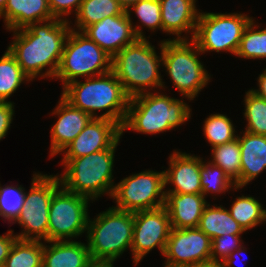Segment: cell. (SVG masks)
I'll return each instance as SVG.
<instances>
[{
    "mask_svg": "<svg viewBox=\"0 0 266 267\" xmlns=\"http://www.w3.org/2000/svg\"><path fill=\"white\" fill-rule=\"evenodd\" d=\"M112 261L91 260L86 267H114Z\"/></svg>",
    "mask_w": 266,
    "mask_h": 267,
    "instance_id": "42",
    "label": "cell"
},
{
    "mask_svg": "<svg viewBox=\"0 0 266 267\" xmlns=\"http://www.w3.org/2000/svg\"><path fill=\"white\" fill-rule=\"evenodd\" d=\"M184 100L160 92H147L130 98L121 127L143 134H158L181 126L191 118L192 109Z\"/></svg>",
    "mask_w": 266,
    "mask_h": 267,
    "instance_id": "4",
    "label": "cell"
},
{
    "mask_svg": "<svg viewBox=\"0 0 266 267\" xmlns=\"http://www.w3.org/2000/svg\"><path fill=\"white\" fill-rule=\"evenodd\" d=\"M241 235L225 234L212 240L211 261L220 264L243 243ZM219 258V259H218Z\"/></svg>",
    "mask_w": 266,
    "mask_h": 267,
    "instance_id": "36",
    "label": "cell"
},
{
    "mask_svg": "<svg viewBox=\"0 0 266 267\" xmlns=\"http://www.w3.org/2000/svg\"><path fill=\"white\" fill-rule=\"evenodd\" d=\"M159 46L161 54L158 56L149 39L138 38L112 58L111 71L129 98L154 91L153 88H159L160 91L165 87L159 72L162 66V41Z\"/></svg>",
    "mask_w": 266,
    "mask_h": 267,
    "instance_id": "3",
    "label": "cell"
},
{
    "mask_svg": "<svg viewBox=\"0 0 266 267\" xmlns=\"http://www.w3.org/2000/svg\"><path fill=\"white\" fill-rule=\"evenodd\" d=\"M252 17L244 13L200 12L193 41L205 52H229L236 55L243 32Z\"/></svg>",
    "mask_w": 266,
    "mask_h": 267,
    "instance_id": "10",
    "label": "cell"
},
{
    "mask_svg": "<svg viewBox=\"0 0 266 267\" xmlns=\"http://www.w3.org/2000/svg\"><path fill=\"white\" fill-rule=\"evenodd\" d=\"M89 201L61 186L50 202L47 241L72 240L85 233Z\"/></svg>",
    "mask_w": 266,
    "mask_h": 267,
    "instance_id": "11",
    "label": "cell"
},
{
    "mask_svg": "<svg viewBox=\"0 0 266 267\" xmlns=\"http://www.w3.org/2000/svg\"><path fill=\"white\" fill-rule=\"evenodd\" d=\"M212 164L219 166L240 187L241 150L238 138L212 147Z\"/></svg>",
    "mask_w": 266,
    "mask_h": 267,
    "instance_id": "29",
    "label": "cell"
},
{
    "mask_svg": "<svg viewBox=\"0 0 266 267\" xmlns=\"http://www.w3.org/2000/svg\"><path fill=\"white\" fill-rule=\"evenodd\" d=\"M161 4L162 31L175 35L173 40H188L181 36L183 32L192 34L193 40L200 12L196 7L197 0H159Z\"/></svg>",
    "mask_w": 266,
    "mask_h": 267,
    "instance_id": "19",
    "label": "cell"
},
{
    "mask_svg": "<svg viewBox=\"0 0 266 267\" xmlns=\"http://www.w3.org/2000/svg\"><path fill=\"white\" fill-rule=\"evenodd\" d=\"M111 62L112 58L96 42L71 26L54 78L60 79L64 87L81 76L86 79L110 72Z\"/></svg>",
    "mask_w": 266,
    "mask_h": 267,
    "instance_id": "8",
    "label": "cell"
},
{
    "mask_svg": "<svg viewBox=\"0 0 266 267\" xmlns=\"http://www.w3.org/2000/svg\"><path fill=\"white\" fill-rule=\"evenodd\" d=\"M116 1L124 9V11H127L131 6L137 4L140 0H116Z\"/></svg>",
    "mask_w": 266,
    "mask_h": 267,
    "instance_id": "44",
    "label": "cell"
},
{
    "mask_svg": "<svg viewBox=\"0 0 266 267\" xmlns=\"http://www.w3.org/2000/svg\"><path fill=\"white\" fill-rule=\"evenodd\" d=\"M25 188L21 185H5L0 183V216L13 223L24 207Z\"/></svg>",
    "mask_w": 266,
    "mask_h": 267,
    "instance_id": "34",
    "label": "cell"
},
{
    "mask_svg": "<svg viewBox=\"0 0 266 267\" xmlns=\"http://www.w3.org/2000/svg\"><path fill=\"white\" fill-rule=\"evenodd\" d=\"M200 53L193 40L169 38L162 41V66L173 81V88L190 101L198 96L211 78L199 60Z\"/></svg>",
    "mask_w": 266,
    "mask_h": 267,
    "instance_id": "7",
    "label": "cell"
},
{
    "mask_svg": "<svg viewBox=\"0 0 266 267\" xmlns=\"http://www.w3.org/2000/svg\"><path fill=\"white\" fill-rule=\"evenodd\" d=\"M82 1L83 0H48V5L54 18L69 21V18H65L64 16H69L72 12L76 15Z\"/></svg>",
    "mask_w": 266,
    "mask_h": 267,
    "instance_id": "37",
    "label": "cell"
},
{
    "mask_svg": "<svg viewBox=\"0 0 266 267\" xmlns=\"http://www.w3.org/2000/svg\"><path fill=\"white\" fill-rule=\"evenodd\" d=\"M134 11L142 26L154 32L162 30L161 4L159 0H140L131 6L127 11L128 17Z\"/></svg>",
    "mask_w": 266,
    "mask_h": 267,
    "instance_id": "35",
    "label": "cell"
},
{
    "mask_svg": "<svg viewBox=\"0 0 266 267\" xmlns=\"http://www.w3.org/2000/svg\"><path fill=\"white\" fill-rule=\"evenodd\" d=\"M212 239L199 228H171L164 252L163 267L211 261Z\"/></svg>",
    "mask_w": 266,
    "mask_h": 267,
    "instance_id": "14",
    "label": "cell"
},
{
    "mask_svg": "<svg viewBox=\"0 0 266 267\" xmlns=\"http://www.w3.org/2000/svg\"><path fill=\"white\" fill-rule=\"evenodd\" d=\"M203 132L211 148L237 138L232 120L225 114H211L204 121ZM236 132V133H235Z\"/></svg>",
    "mask_w": 266,
    "mask_h": 267,
    "instance_id": "32",
    "label": "cell"
},
{
    "mask_svg": "<svg viewBox=\"0 0 266 267\" xmlns=\"http://www.w3.org/2000/svg\"><path fill=\"white\" fill-rule=\"evenodd\" d=\"M254 19L243 32L239 48L235 56L244 59H266V28L260 29Z\"/></svg>",
    "mask_w": 266,
    "mask_h": 267,
    "instance_id": "31",
    "label": "cell"
},
{
    "mask_svg": "<svg viewBox=\"0 0 266 267\" xmlns=\"http://www.w3.org/2000/svg\"><path fill=\"white\" fill-rule=\"evenodd\" d=\"M14 102L0 101V140L5 138L13 121Z\"/></svg>",
    "mask_w": 266,
    "mask_h": 267,
    "instance_id": "38",
    "label": "cell"
},
{
    "mask_svg": "<svg viewBox=\"0 0 266 267\" xmlns=\"http://www.w3.org/2000/svg\"><path fill=\"white\" fill-rule=\"evenodd\" d=\"M201 188L202 195L204 197L208 196L207 194H222L228 192L230 189H240L236 187L235 182L224 172L222 168L216 166L210 162L203 161L201 157Z\"/></svg>",
    "mask_w": 266,
    "mask_h": 267,
    "instance_id": "30",
    "label": "cell"
},
{
    "mask_svg": "<svg viewBox=\"0 0 266 267\" xmlns=\"http://www.w3.org/2000/svg\"><path fill=\"white\" fill-rule=\"evenodd\" d=\"M58 119L50 130V156L61 152L81 133L92 117L81 109L73 107L62 96L51 115Z\"/></svg>",
    "mask_w": 266,
    "mask_h": 267,
    "instance_id": "18",
    "label": "cell"
},
{
    "mask_svg": "<svg viewBox=\"0 0 266 267\" xmlns=\"http://www.w3.org/2000/svg\"><path fill=\"white\" fill-rule=\"evenodd\" d=\"M237 134L241 150L240 188L248 185L266 169V135L244 131Z\"/></svg>",
    "mask_w": 266,
    "mask_h": 267,
    "instance_id": "21",
    "label": "cell"
},
{
    "mask_svg": "<svg viewBox=\"0 0 266 267\" xmlns=\"http://www.w3.org/2000/svg\"><path fill=\"white\" fill-rule=\"evenodd\" d=\"M124 9L116 0H83L76 13L74 30L84 31L88 26L100 22L108 16H118Z\"/></svg>",
    "mask_w": 266,
    "mask_h": 267,
    "instance_id": "25",
    "label": "cell"
},
{
    "mask_svg": "<svg viewBox=\"0 0 266 267\" xmlns=\"http://www.w3.org/2000/svg\"><path fill=\"white\" fill-rule=\"evenodd\" d=\"M245 131L255 135H266V100L257 96L250 89L244 97Z\"/></svg>",
    "mask_w": 266,
    "mask_h": 267,
    "instance_id": "33",
    "label": "cell"
},
{
    "mask_svg": "<svg viewBox=\"0 0 266 267\" xmlns=\"http://www.w3.org/2000/svg\"><path fill=\"white\" fill-rule=\"evenodd\" d=\"M247 250L246 247H243V245H241L237 250H235L233 253H231L224 261H222L220 263V267H232L233 263L236 262L235 259L243 256V252ZM239 255V256H236ZM236 256V257H235ZM243 265V264H242Z\"/></svg>",
    "mask_w": 266,
    "mask_h": 267,
    "instance_id": "41",
    "label": "cell"
},
{
    "mask_svg": "<svg viewBox=\"0 0 266 267\" xmlns=\"http://www.w3.org/2000/svg\"><path fill=\"white\" fill-rule=\"evenodd\" d=\"M164 190V171L145 170L115 184L111 198L116 203L114 208L119 210H151L165 205Z\"/></svg>",
    "mask_w": 266,
    "mask_h": 267,
    "instance_id": "12",
    "label": "cell"
},
{
    "mask_svg": "<svg viewBox=\"0 0 266 267\" xmlns=\"http://www.w3.org/2000/svg\"><path fill=\"white\" fill-rule=\"evenodd\" d=\"M8 0H0V13L4 10Z\"/></svg>",
    "mask_w": 266,
    "mask_h": 267,
    "instance_id": "45",
    "label": "cell"
},
{
    "mask_svg": "<svg viewBox=\"0 0 266 267\" xmlns=\"http://www.w3.org/2000/svg\"><path fill=\"white\" fill-rule=\"evenodd\" d=\"M208 202L202 194L165 193L171 228H198Z\"/></svg>",
    "mask_w": 266,
    "mask_h": 267,
    "instance_id": "20",
    "label": "cell"
},
{
    "mask_svg": "<svg viewBox=\"0 0 266 267\" xmlns=\"http://www.w3.org/2000/svg\"><path fill=\"white\" fill-rule=\"evenodd\" d=\"M134 232V212L109 207L96 218L88 219L87 247L91 259L112 261L126 251H131Z\"/></svg>",
    "mask_w": 266,
    "mask_h": 267,
    "instance_id": "6",
    "label": "cell"
},
{
    "mask_svg": "<svg viewBox=\"0 0 266 267\" xmlns=\"http://www.w3.org/2000/svg\"><path fill=\"white\" fill-rule=\"evenodd\" d=\"M198 228L212 240L225 234L241 235L244 229L222 205L208 203L204 208Z\"/></svg>",
    "mask_w": 266,
    "mask_h": 267,
    "instance_id": "24",
    "label": "cell"
},
{
    "mask_svg": "<svg viewBox=\"0 0 266 267\" xmlns=\"http://www.w3.org/2000/svg\"><path fill=\"white\" fill-rule=\"evenodd\" d=\"M91 260L87 244L81 241H45L44 243L42 267H86Z\"/></svg>",
    "mask_w": 266,
    "mask_h": 267,
    "instance_id": "23",
    "label": "cell"
},
{
    "mask_svg": "<svg viewBox=\"0 0 266 267\" xmlns=\"http://www.w3.org/2000/svg\"><path fill=\"white\" fill-rule=\"evenodd\" d=\"M70 23L53 18L12 31L13 41L7 49L31 81L37 76L55 77L71 30Z\"/></svg>",
    "mask_w": 266,
    "mask_h": 267,
    "instance_id": "1",
    "label": "cell"
},
{
    "mask_svg": "<svg viewBox=\"0 0 266 267\" xmlns=\"http://www.w3.org/2000/svg\"><path fill=\"white\" fill-rule=\"evenodd\" d=\"M126 11L118 16H108L88 26L83 33L96 42L111 58L138 38H147L141 25H133Z\"/></svg>",
    "mask_w": 266,
    "mask_h": 267,
    "instance_id": "15",
    "label": "cell"
},
{
    "mask_svg": "<svg viewBox=\"0 0 266 267\" xmlns=\"http://www.w3.org/2000/svg\"><path fill=\"white\" fill-rule=\"evenodd\" d=\"M229 211L245 232L266 222V209L263 204L249 195L235 198Z\"/></svg>",
    "mask_w": 266,
    "mask_h": 267,
    "instance_id": "27",
    "label": "cell"
},
{
    "mask_svg": "<svg viewBox=\"0 0 266 267\" xmlns=\"http://www.w3.org/2000/svg\"><path fill=\"white\" fill-rule=\"evenodd\" d=\"M180 267H220V264L213 261H206L201 263L187 264Z\"/></svg>",
    "mask_w": 266,
    "mask_h": 267,
    "instance_id": "43",
    "label": "cell"
},
{
    "mask_svg": "<svg viewBox=\"0 0 266 267\" xmlns=\"http://www.w3.org/2000/svg\"><path fill=\"white\" fill-rule=\"evenodd\" d=\"M120 139L111 147L78 158H62L64 173L59 176L61 186L69 192L91 201L101 195L112 197L115 184L113 167L115 149Z\"/></svg>",
    "mask_w": 266,
    "mask_h": 267,
    "instance_id": "5",
    "label": "cell"
},
{
    "mask_svg": "<svg viewBox=\"0 0 266 267\" xmlns=\"http://www.w3.org/2000/svg\"><path fill=\"white\" fill-rule=\"evenodd\" d=\"M44 243L16 239L3 267H42Z\"/></svg>",
    "mask_w": 266,
    "mask_h": 267,
    "instance_id": "26",
    "label": "cell"
},
{
    "mask_svg": "<svg viewBox=\"0 0 266 267\" xmlns=\"http://www.w3.org/2000/svg\"><path fill=\"white\" fill-rule=\"evenodd\" d=\"M7 30L14 31L27 27L32 23H39L53 19L48 0H8L4 10L0 13Z\"/></svg>",
    "mask_w": 266,
    "mask_h": 267,
    "instance_id": "22",
    "label": "cell"
},
{
    "mask_svg": "<svg viewBox=\"0 0 266 267\" xmlns=\"http://www.w3.org/2000/svg\"><path fill=\"white\" fill-rule=\"evenodd\" d=\"M26 81L29 83L31 79L7 49L0 58V101H8L7 99Z\"/></svg>",
    "mask_w": 266,
    "mask_h": 267,
    "instance_id": "28",
    "label": "cell"
},
{
    "mask_svg": "<svg viewBox=\"0 0 266 267\" xmlns=\"http://www.w3.org/2000/svg\"><path fill=\"white\" fill-rule=\"evenodd\" d=\"M14 230H8L5 235H0V267L4 266L5 260L7 259L10 249L17 239L14 235Z\"/></svg>",
    "mask_w": 266,
    "mask_h": 267,
    "instance_id": "39",
    "label": "cell"
},
{
    "mask_svg": "<svg viewBox=\"0 0 266 267\" xmlns=\"http://www.w3.org/2000/svg\"><path fill=\"white\" fill-rule=\"evenodd\" d=\"M122 136L121 126L109 119L92 118L81 133L61 152L63 158H78L111 148Z\"/></svg>",
    "mask_w": 266,
    "mask_h": 267,
    "instance_id": "16",
    "label": "cell"
},
{
    "mask_svg": "<svg viewBox=\"0 0 266 267\" xmlns=\"http://www.w3.org/2000/svg\"><path fill=\"white\" fill-rule=\"evenodd\" d=\"M258 89H250L257 96L264 98L266 100V68L262 74H259L258 77Z\"/></svg>",
    "mask_w": 266,
    "mask_h": 267,
    "instance_id": "40",
    "label": "cell"
},
{
    "mask_svg": "<svg viewBox=\"0 0 266 267\" xmlns=\"http://www.w3.org/2000/svg\"><path fill=\"white\" fill-rule=\"evenodd\" d=\"M170 231V219L165 206L134 212L131 253L135 266L156 247L163 256Z\"/></svg>",
    "mask_w": 266,
    "mask_h": 267,
    "instance_id": "13",
    "label": "cell"
},
{
    "mask_svg": "<svg viewBox=\"0 0 266 267\" xmlns=\"http://www.w3.org/2000/svg\"><path fill=\"white\" fill-rule=\"evenodd\" d=\"M61 96L73 107L81 109L92 118H105L118 123L125 121L130 98L123 90L115 74L86 78L84 82L74 80L65 85ZM97 115V111H103Z\"/></svg>",
    "mask_w": 266,
    "mask_h": 267,
    "instance_id": "2",
    "label": "cell"
},
{
    "mask_svg": "<svg viewBox=\"0 0 266 267\" xmlns=\"http://www.w3.org/2000/svg\"><path fill=\"white\" fill-rule=\"evenodd\" d=\"M169 168L164 170L165 188L172 184V189L165 193L202 194L201 157L174 150L169 156Z\"/></svg>",
    "mask_w": 266,
    "mask_h": 267,
    "instance_id": "17",
    "label": "cell"
},
{
    "mask_svg": "<svg viewBox=\"0 0 266 267\" xmlns=\"http://www.w3.org/2000/svg\"><path fill=\"white\" fill-rule=\"evenodd\" d=\"M60 187L59 174H33L29 192L25 191L24 207L13 222L23 229L16 234L18 239L47 241L50 202Z\"/></svg>",
    "mask_w": 266,
    "mask_h": 267,
    "instance_id": "9",
    "label": "cell"
}]
</instances>
